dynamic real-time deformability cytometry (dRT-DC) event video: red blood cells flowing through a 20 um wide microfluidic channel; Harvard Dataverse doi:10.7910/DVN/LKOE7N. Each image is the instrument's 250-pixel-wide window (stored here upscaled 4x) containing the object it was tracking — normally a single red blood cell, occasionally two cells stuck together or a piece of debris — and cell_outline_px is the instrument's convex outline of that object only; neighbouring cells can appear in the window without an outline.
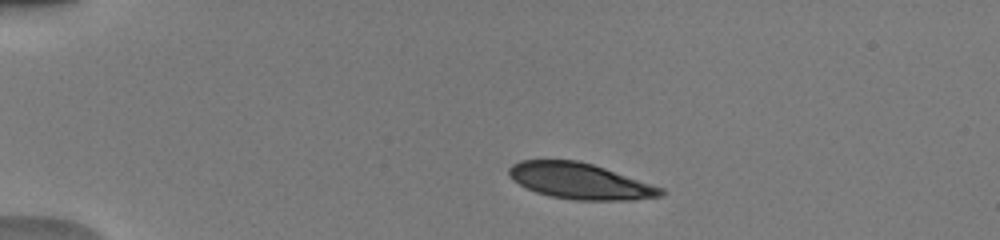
{"species": "human", "species_latin": "Homo sapiens", "temperature_condition": "warm", "stored_images_in_passage": 11, "camera_frame_rate_fps": 3000, "um_per_image_px": 0.085, "donor": {"sex": "male"}, "frame": {"image": 1, "passage_image": 1, "time_ms": 0.0, "image_size_px": [1000, 240], "cell_outline_px": [[664, 196], [636, 200], [572, 200], [548, 196], [536, 192], [512, 180], [508, 176], [508, 168], [512, 164], [520, 160], [580, 160], [664, 188]], "centroid_in_image_um": [49.29, 15.4], "position_along_channel_um": 35.7, "area_um2": 31.96}}
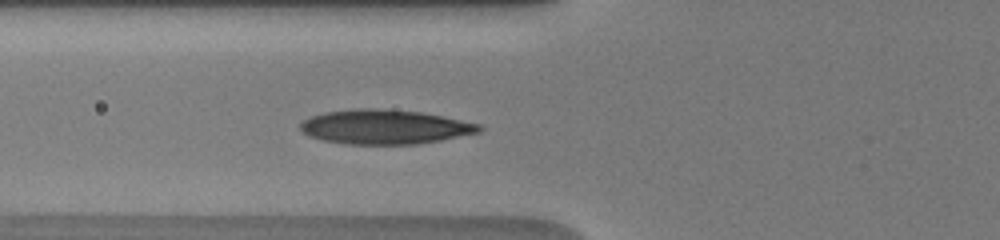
{"frame": {"image": 2, "passage_image": 8, "time_ms": 3.0, "image_size_px": [1000, 240], "cell_outline_px": [[484, 128], [480, 132], [440, 140], [416, 144], [348, 144], [324, 140], [308, 136], [300, 132], [300, 124], [304, 120], [312, 116], [324, 112], [356, 108], [372, 108], [420, 112], [480, 124]], "centroid_in_image_um": [32.67, 10.79], "position_along_channel_um": 93.1, "area_um2": 35.66}}
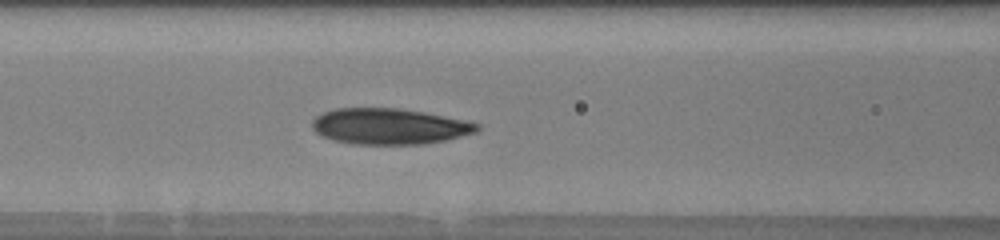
{"frame": {"image": 3, "passage_image": 11, "time_ms": 4.0, "image_size_px": [1000, 240], "cell_outline_px": [[480, 128], [476, 132], [444, 140], [424, 144], [352, 144], [332, 140], [316, 132], [312, 128], [312, 120], [316, 116], [324, 112], [336, 108], [400, 108], [424, 112], [468, 120], [480, 124]], "centroid_in_image_um": [33.1, 10.73], "position_along_channel_um": 133.5, "area_um2": 34.62}}